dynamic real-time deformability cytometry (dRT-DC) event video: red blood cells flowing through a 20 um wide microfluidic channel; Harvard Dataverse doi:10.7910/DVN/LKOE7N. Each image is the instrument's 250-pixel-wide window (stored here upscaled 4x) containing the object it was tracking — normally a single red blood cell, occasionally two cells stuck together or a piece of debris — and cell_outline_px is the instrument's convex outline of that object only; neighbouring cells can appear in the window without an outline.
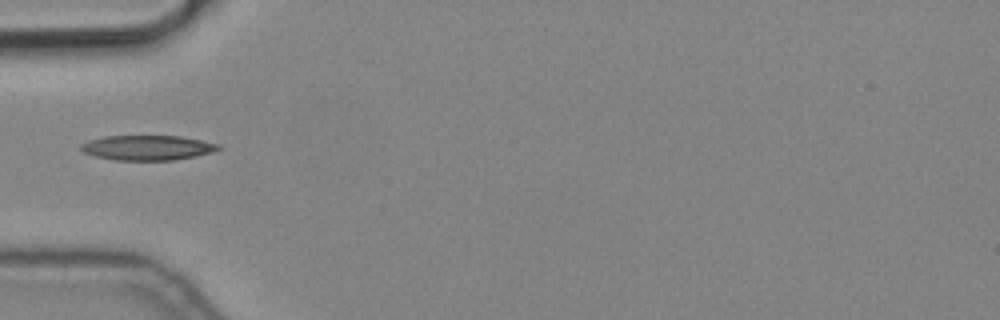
{"species": "common noctule bat (a hibernating species)", "species_latin": "Nyctalus noctula", "temperature_condition": "cold", "stored_images_in_passage": 4, "camera_frame_rate_fps": 3000, "um_per_image_px": 0.085, "animal": {"sex": "male", "body_mass_g": 19.2, "forearm_length_mm": 51.8}, "frame": {"image": 1, "passage_image": 4, "time_ms": 1.0, "image_size_px": [1000, 320], "cell_outline_px": [[224, 148], [212, 152], [196, 156], [176, 160], [116, 160], [96, 156], [84, 152], [80, 148], [80, 144], [88, 140], [104, 136], [180, 136], [220, 144]], "centroid_in_image_um": [12.56, 12.55], "position_along_channel_um": 72.4, "area_um2": 20.0}}